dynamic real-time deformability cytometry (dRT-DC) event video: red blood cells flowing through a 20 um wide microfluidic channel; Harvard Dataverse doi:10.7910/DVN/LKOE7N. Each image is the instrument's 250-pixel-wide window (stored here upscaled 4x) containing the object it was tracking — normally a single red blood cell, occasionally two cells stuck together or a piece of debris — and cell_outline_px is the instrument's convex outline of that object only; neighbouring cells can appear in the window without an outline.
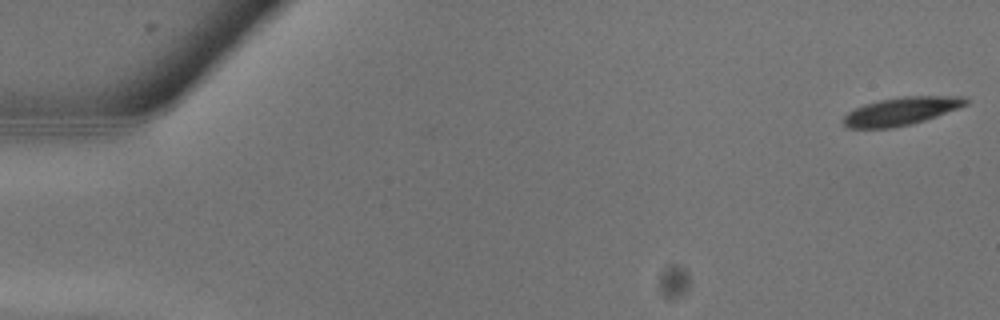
{"species": "common noctule bat (a hibernating species)", "species_latin": "Nyctalus noctula", "temperature_condition": "warm", "stored_images_in_passage": 12, "camera_frame_rate_fps": 3000, "um_per_image_px": 0.085, "animal": {"sex": "male", "body_mass_g": 13.3}, "frame": {"image": 1, "passage_image": 1, "time_ms": 0.0, "image_size_px": [1000, 320], "cell_outline_px": [[968, 104], [960, 108], [912, 124], [892, 128], [848, 128], [840, 120], [848, 112], [864, 104], [880, 100], [904, 96], [964, 96], [968, 100]], "centroid_in_image_um": [76.6, 9.45], "position_along_channel_um": 8.4, "area_um2": 20.0}}
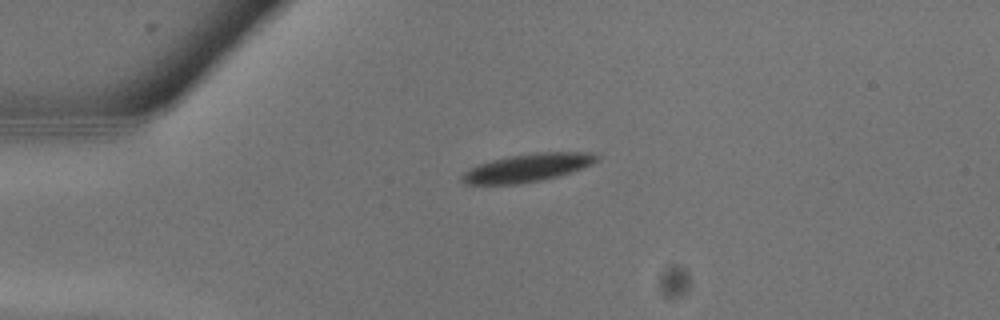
{"frame": {"image": 2, "passage_image": 7, "time_ms": 2.0, "image_size_px": [1000, 320], "cell_outline_px": [[600, 156], [592, 164], [556, 176], [540, 180], [516, 184], [464, 184], [460, 180], [460, 176], [468, 168], [476, 164], [508, 156], [536, 152], [592, 152]], "centroid_in_image_um": [44.76, 14.25], "position_along_channel_um": 40.2, "area_um2": 21.91}}
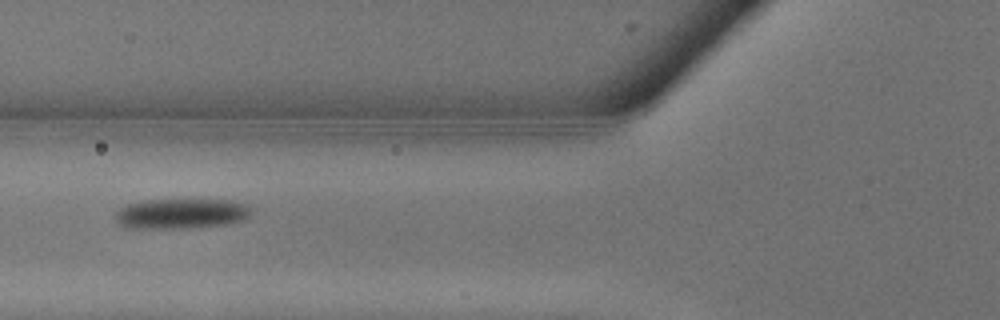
{"frame": {"image": 3, "passage_image": 11, "time_ms": 3.333, "image_size_px": [1000, 320], "cell_outline_px": [[248, 216], [240, 220], [224, 224], [188, 228], [128, 228], [120, 224], [116, 220], [116, 212], [120, 208], [128, 204], [148, 200], [228, 200], [248, 204]], "centroid_in_image_um": [15.35, 18.16], "position_along_channel_um": 110.5, "area_um2": 23.41}}